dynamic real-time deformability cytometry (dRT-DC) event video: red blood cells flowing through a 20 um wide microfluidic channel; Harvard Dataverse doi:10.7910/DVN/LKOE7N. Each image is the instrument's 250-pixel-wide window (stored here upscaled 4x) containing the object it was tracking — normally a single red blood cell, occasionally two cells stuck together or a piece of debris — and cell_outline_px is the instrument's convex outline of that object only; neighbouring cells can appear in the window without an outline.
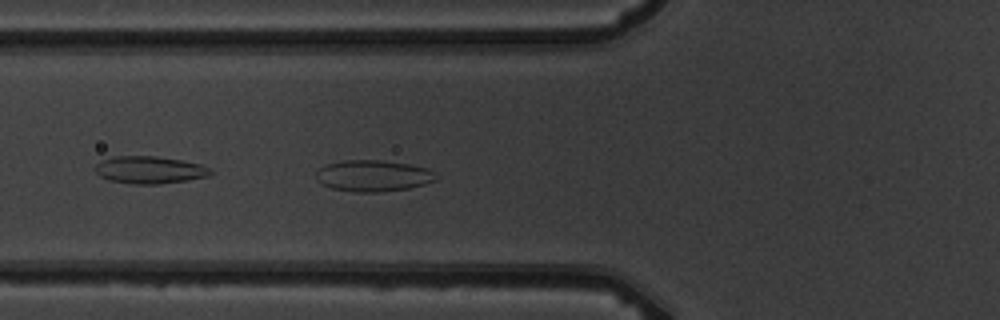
{"species": "common noctule bat (a hibernating species)", "species_latin": "Nyctalus noctula", "temperature_condition": "warm", "stored_images_in_passage": 5, "camera_frame_rate_fps": 3000, "um_per_image_px": 0.085, "animal": {"sex": "male", "body_mass_g": 19.5, "forearm_length_mm": 54.6}, "frame": {"image": 1, "passage_image": 5, "time_ms": 4.667, "image_size_px": [1000, 320], "cell_outline_px": [[440, 176], [436, 180], [424, 184], [408, 188], [380, 192], [352, 192], [332, 188], [316, 180], [316, 172], [320, 168], [328, 164], [344, 160], [380, 160], [408, 164], [428, 168]], "centroid_in_image_um": [31.75, 14.94], "position_along_channel_um": 94.1, "area_um2": 21.91}}